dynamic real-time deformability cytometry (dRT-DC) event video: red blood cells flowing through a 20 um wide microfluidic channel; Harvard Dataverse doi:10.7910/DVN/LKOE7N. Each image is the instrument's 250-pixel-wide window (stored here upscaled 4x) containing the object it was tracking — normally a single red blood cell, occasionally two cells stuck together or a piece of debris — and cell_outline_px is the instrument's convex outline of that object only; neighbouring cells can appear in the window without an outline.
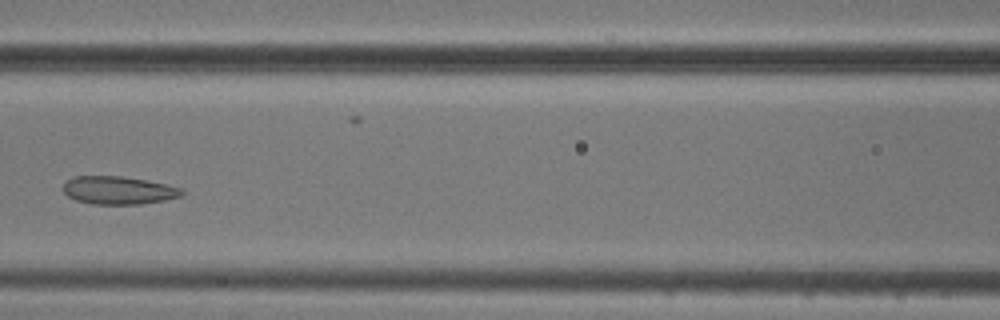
{"species": "common noctule bat (a hibernating species)", "species_latin": "Nyctalus noctula", "temperature_condition": "cold", "stored_images_in_passage": 7, "camera_frame_rate_fps": 3000, "um_per_image_px": 0.085, "animal": {"sex": "male", "body_mass_g": 20.5, "forearm_length_mm": 52.5}, "frame": {"image": 1, "passage_image": 6, "time_ms": 5.667, "image_size_px": [1000, 320], "cell_outline_px": [[184, 196], [164, 200], [140, 204], [92, 204], [76, 200], [68, 196], [64, 192], [64, 180], [72, 176], [120, 176], [144, 180], [164, 184], [180, 188], [184, 192]], "centroid_in_image_um": [10.04, 16.17], "position_along_channel_um": 156.6, "area_um2": 19.31}}